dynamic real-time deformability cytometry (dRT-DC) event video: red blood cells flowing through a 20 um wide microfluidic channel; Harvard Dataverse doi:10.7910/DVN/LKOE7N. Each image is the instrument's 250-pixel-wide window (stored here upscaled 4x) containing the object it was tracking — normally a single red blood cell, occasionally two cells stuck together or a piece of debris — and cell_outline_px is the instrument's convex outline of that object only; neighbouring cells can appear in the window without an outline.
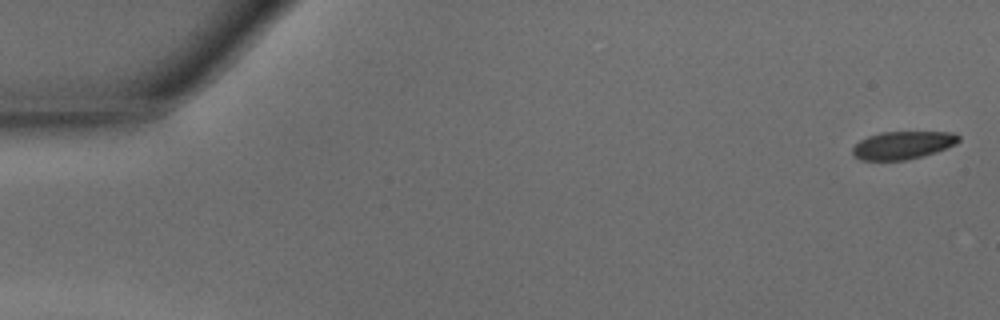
{"species": "common noctule bat (a hibernating species)", "species_latin": "Nyctalus noctula", "temperature_condition": "warm", "stored_images_in_passage": 47, "camera_frame_rate_fps": 3000, "um_per_image_px": 0.085, "animal": {"sex": "male", "body_mass_g": 15.6}, "frame": {"image": 1, "passage_image": 1, "time_ms": 0.0, "image_size_px": [1000, 320], "cell_outline_px": [[960, 140], [956, 144], [936, 152], [904, 160], [860, 160], [852, 152], [852, 148], [860, 140], [868, 136], [880, 132], [952, 132], [960, 136]], "centroid_in_image_um": [76.74, 12.33], "position_along_channel_um": 8.3, "area_um2": 17.11}}
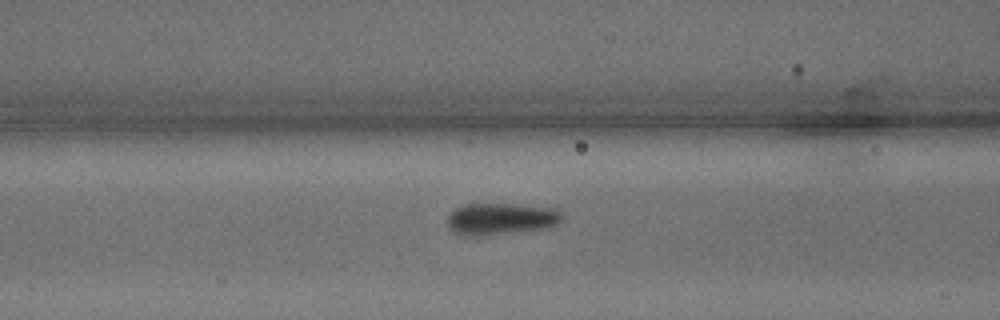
{"frame": {"image": 2, "passage_image": 19, "time_ms": 6.0, "image_size_px": [1000, 320], "cell_outline_px": [[564, 216], [556, 224], [544, 228], [476, 236], [460, 236], [452, 232], [448, 228], [448, 216], [456, 208], [464, 204], [508, 204], [552, 208], [560, 212]], "centroid_in_image_um": [42.5, 18.61], "position_along_channel_um": 124.1, "area_um2": 20.92}}
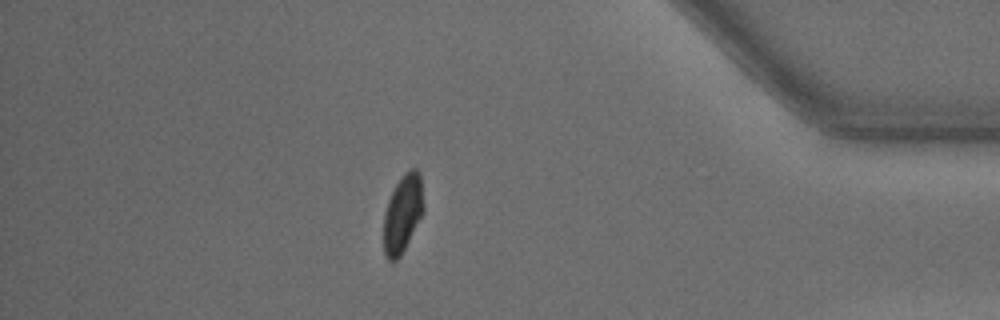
{"frame": {"image": 3, "passage_image": 41, "time_ms": 13.333, "image_size_px": [1000, 320], "cell_outline_px": [[424, 212], [400, 256], [392, 264], [384, 256], [384, 212], [388, 200], [400, 176], [404, 172], [412, 168], [416, 168], [420, 172], [424, 204]], "centroid_in_image_um": [34.23, 18.14], "position_along_channel_um": 401.0, "area_um2": 18.32}, "authors_computed_cell_mechanics": {"area_um2": 19.5942, "velocity_mm_per_s": 4.293, "shape_relaxation_time_tau1_ms": 2.2674, "shape_relaxation_time_tau2_ms": null, "deformation_change_tau1": 0.1025, "deformation_change_tau2": null}}